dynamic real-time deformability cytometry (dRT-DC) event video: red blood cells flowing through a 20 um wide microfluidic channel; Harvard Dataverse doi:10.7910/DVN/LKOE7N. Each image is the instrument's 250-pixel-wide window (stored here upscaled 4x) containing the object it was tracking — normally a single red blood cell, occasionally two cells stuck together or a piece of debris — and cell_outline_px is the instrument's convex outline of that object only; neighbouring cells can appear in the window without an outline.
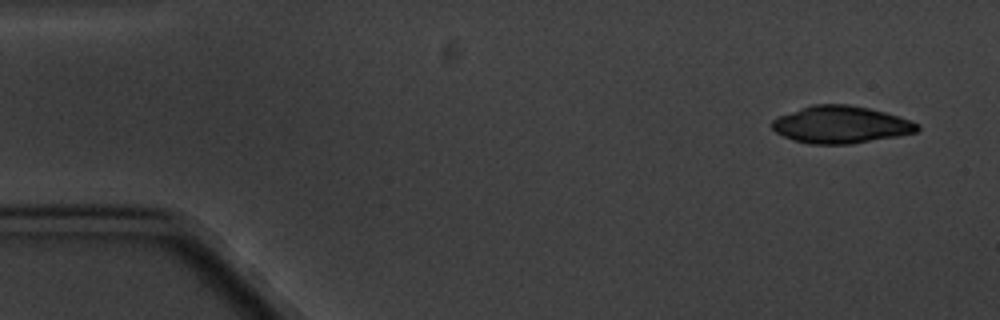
{"species": "common noctule bat (a hibernating species)", "species_latin": "Nyctalus noctula", "temperature_condition": "cold", "stored_images_in_passage": 7, "camera_frame_rate_fps": 3000, "um_per_image_px": 0.085, "animal": {"sex": "male", "body_mass_g": 20.1, "forearm_length_mm": 53.5}, "frame": {"image": 1, "passage_image": 1, "time_ms": 0.0, "image_size_px": [1000, 320], "cell_outline_px": [[920, 128], [916, 132], [896, 136], [848, 144], [812, 144], [792, 140], [776, 132], [772, 128], [772, 120], [780, 116], [812, 104], [848, 104], [868, 108], [884, 112], [920, 124]], "centroid_in_image_um": [71.45, 10.59], "position_along_channel_um": 13.5, "area_um2": 31.1}}